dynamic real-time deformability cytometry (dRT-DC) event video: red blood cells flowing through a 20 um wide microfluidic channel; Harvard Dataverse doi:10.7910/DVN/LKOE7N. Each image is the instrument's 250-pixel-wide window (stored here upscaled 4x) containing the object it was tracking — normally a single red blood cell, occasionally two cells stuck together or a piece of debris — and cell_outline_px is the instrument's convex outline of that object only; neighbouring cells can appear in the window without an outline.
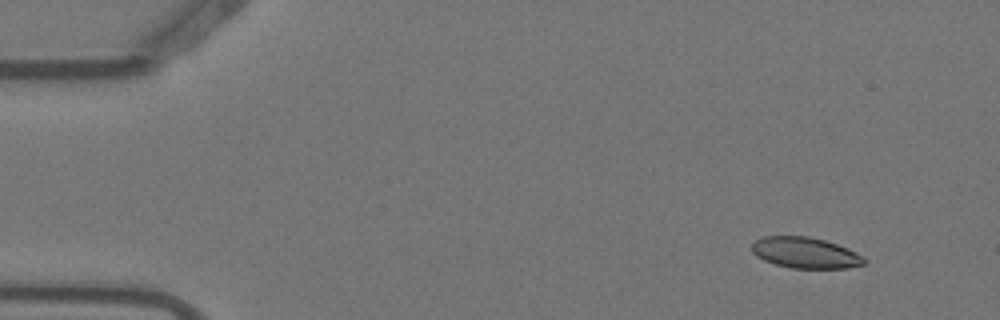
{"species": "Egyptian fruit bat (a non-hibernating species)", "species_latin": "Rousettus aegyptiacus", "temperature_condition": "warm", "stored_images_in_passage": 4, "camera_frame_rate_fps": 3000, "um_per_image_px": 0.085, "animal": {"sex": "female"}, "frame": {"image": 1, "passage_image": 2, "time_ms": 0.333, "image_size_px": [1000, 320], "cell_outline_px": [[868, 260], [864, 264], [848, 268], [792, 268], [776, 264], [764, 260], [756, 256], [752, 252], [752, 240], [760, 236], [808, 236], [824, 240], [848, 248], [864, 256]], "centroid_in_image_um": [68.44, 21.48], "position_along_channel_um": 16.6, "area_um2": 20.46}}
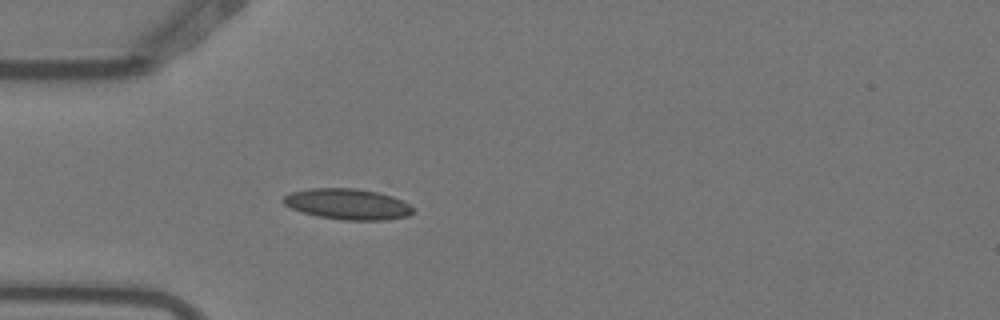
{"frame": {"image": 2, "passage_image": 4, "time_ms": 1.0, "image_size_px": [1000, 320], "cell_outline_px": [[412, 212], [408, 216], [384, 220], [344, 220], [316, 216], [292, 208], [284, 204], [280, 200], [284, 196], [292, 192], [308, 188], [356, 188], [376, 192], [392, 196], [408, 204], [412, 208]], "centroid_in_image_um": [29.51, 17.34], "position_along_channel_um": 55.5, "area_um2": 23.12}}